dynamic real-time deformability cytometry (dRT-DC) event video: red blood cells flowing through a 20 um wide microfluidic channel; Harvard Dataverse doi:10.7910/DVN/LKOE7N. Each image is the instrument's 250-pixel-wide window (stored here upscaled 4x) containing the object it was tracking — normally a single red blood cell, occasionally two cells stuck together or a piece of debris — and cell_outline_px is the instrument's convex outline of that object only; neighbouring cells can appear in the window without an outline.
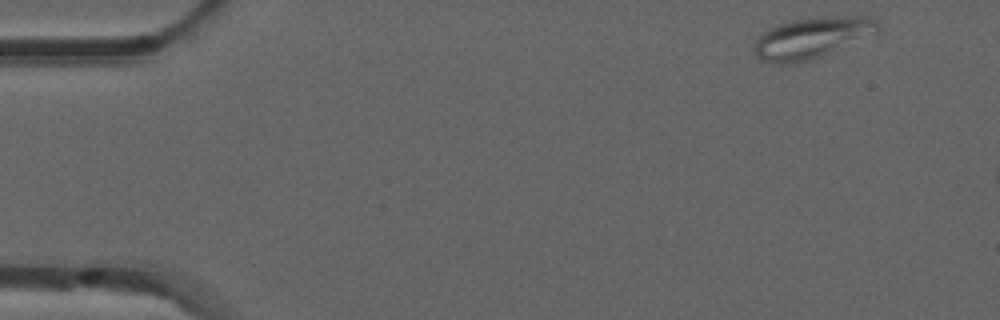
{"species": "common noctule bat (a hibernating species)", "species_latin": "Nyctalus noctula", "temperature_condition": "room temperature", "stored_images_in_passage": 4, "camera_frame_rate_fps": 3000, "um_per_image_px": 0.085, "animal": {"sex": "male", "forearm_length_mm": 52.5}, "frame": {"image": 1, "passage_image": 1, "time_ms": 0.0, "image_size_px": [1000, 320], "cell_outline_px": [[880, 28], [876, 32], [812, 60], [796, 64], [780, 64], [764, 60], [756, 56], [752, 52], [752, 48], [756, 40], [764, 32], [780, 24], [792, 20], [824, 16], [868, 16], [876, 20], [880, 24]], "centroid_in_image_um": [68.98, 3.22], "position_along_channel_um": 16.0, "area_um2": 29.36}}